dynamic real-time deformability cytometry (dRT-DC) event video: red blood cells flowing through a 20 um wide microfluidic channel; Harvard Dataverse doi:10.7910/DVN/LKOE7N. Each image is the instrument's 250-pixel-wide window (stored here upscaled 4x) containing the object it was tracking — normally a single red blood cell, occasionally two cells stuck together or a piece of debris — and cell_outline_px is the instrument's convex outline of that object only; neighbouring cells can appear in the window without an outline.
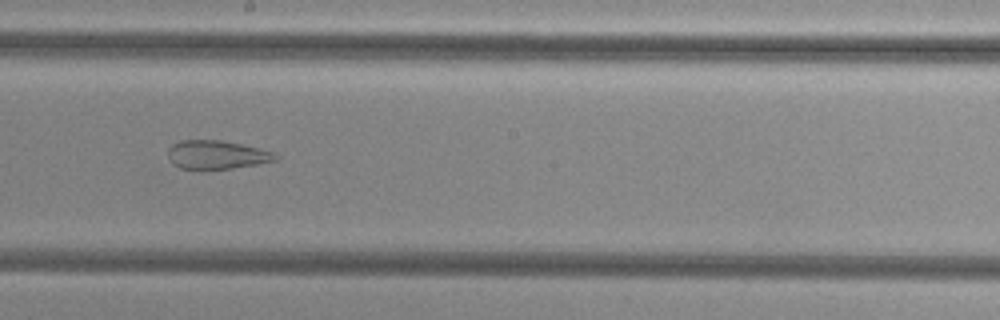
{"species": "common noctule bat (a hibernating species)", "species_latin": "Nyctalus noctula", "temperature_condition": "cold", "stored_images_in_passage": 43, "camera_frame_rate_fps": 3000, "um_per_image_px": 0.085, "animal": {"sex": "female", "body_mass_g": 29.2, "forearm_length_mm": 56.3}, "frame": {"image": 1, "passage_image": 20, "time_ms": 6.333, "image_size_px": [1000, 320], "cell_outline_px": [[280, 156], [276, 160], [256, 164], [232, 168], [180, 168], [172, 164], [168, 160], [168, 148], [172, 144], [180, 140], [220, 140], [240, 144], [276, 152]], "centroid_in_image_um": [18.41, 13.14], "position_along_channel_um": 229.8, "area_um2": 17.8}}
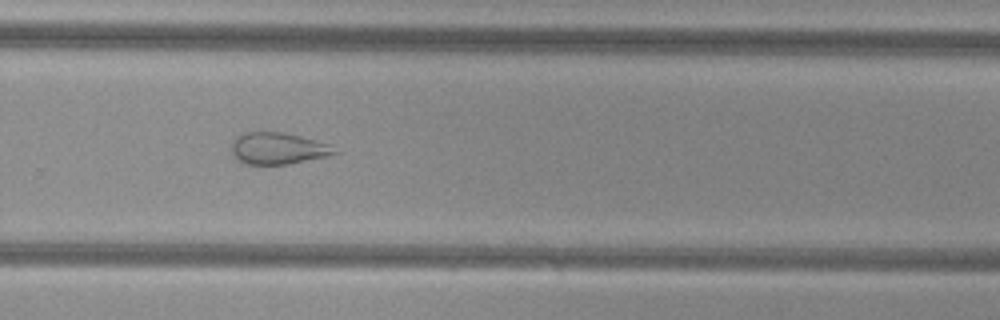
{"frame": {"image": 2, "passage_image": 26, "time_ms": 8.333, "image_size_px": [1000, 320], "cell_outline_px": [[340, 152], [328, 156], [288, 164], [248, 164], [236, 160], [232, 156], [232, 140], [240, 132], [284, 132], [300, 136], [328, 144]], "centroid_in_image_um": [23.58, 12.61], "position_along_channel_um": 306.2, "area_um2": 19.13}}
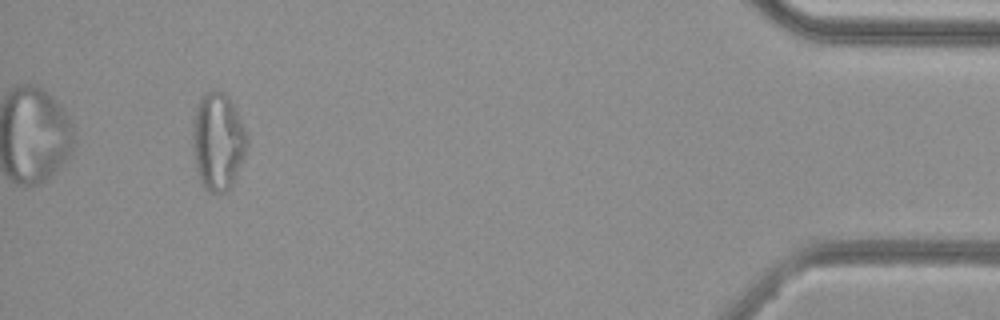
{"frame": {"image": 3, "passage_image": 40, "time_ms": 13.0, "image_size_px": [1000, 320], "cell_outline_px": [[248, 144], [244, 156], [232, 184], [224, 192], [208, 192], [204, 188], [196, 172], [192, 152], [192, 120], [196, 108], [200, 100], [212, 88], [224, 92], [228, 96], [236, 112], [248, 140]], "centroid_in_image_um": [18.47, 12.03], "position_along_channel_um": 416.7, "area_um2": 30.81}, "authors_computed_cell_mechanics": {"area_um2": 25.7788, "velocity_mm_per_s": 3.8296, "shape_relaxation_time_tau1_ms": null, "shape_relaxation_time_tau2_ms": 1.9613, "deformation_change_tau1": null, "deformation_change_tau2": 0.0995}}